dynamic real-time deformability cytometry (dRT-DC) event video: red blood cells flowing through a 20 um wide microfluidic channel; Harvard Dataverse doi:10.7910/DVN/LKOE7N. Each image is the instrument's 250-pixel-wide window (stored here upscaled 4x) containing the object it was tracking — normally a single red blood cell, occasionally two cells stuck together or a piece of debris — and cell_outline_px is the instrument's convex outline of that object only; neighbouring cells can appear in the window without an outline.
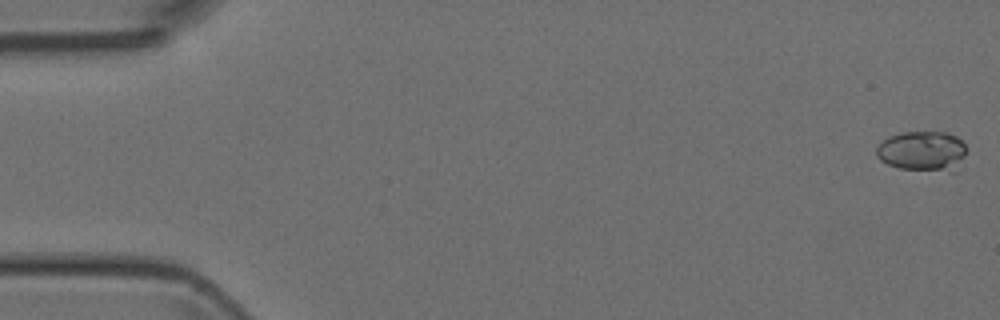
{"species": "Egyptian fruit bat (a non-hibernating species)", "species_latin": "Rousettus aegyptiacus", "temperature_condition": "room temperature", "stored_images_in_passage": 25, "camera_frame_rate_fps": 3000, "um_per_image_px": 0.085, "animal": {"sex": "female"}, "frame": {"image": 1, "passage_image": 1, "time_ms": 0.0, "image_size_px": [1000, 320], "cell_outline_px": [[968, 148], [960, 172], [900, 168], [888, 164], [880, 160], [876, 156], [876, 148], [888, 136], [900, 132], [948, 132], [956, 136]], "centroid_in_image_um": [78.48, 12.85], "position_along_channel_um": 6.5, "area_um2": 21.5}}
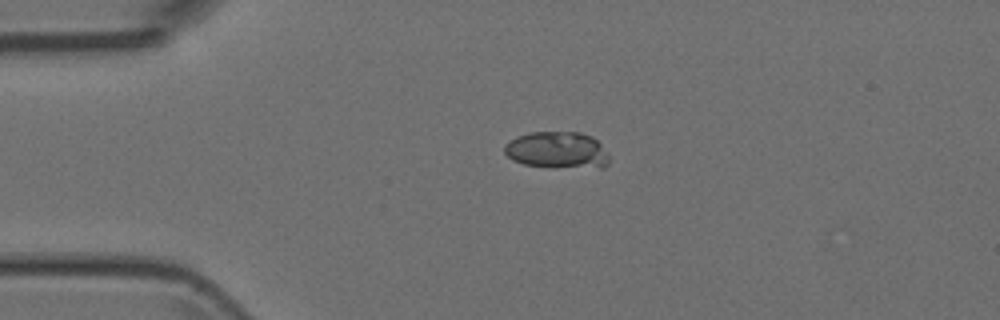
{"frame": {"image": 2, "passage_image": 12, "time_ms": 3.667, "image_size_px": [1000, 320], "cell_outline_px": [[608, 164], [604, 168], [552, 168], [524, 164], [512, 160], [504, 152], [504, 144], [516, 136], [532, 132], [580, 132], [592, 136], [608, 152]], "centroid_in_image_um": [47.38, 12.78], "position_along_channel_um": 37.6, "area_um2": 22.89}}
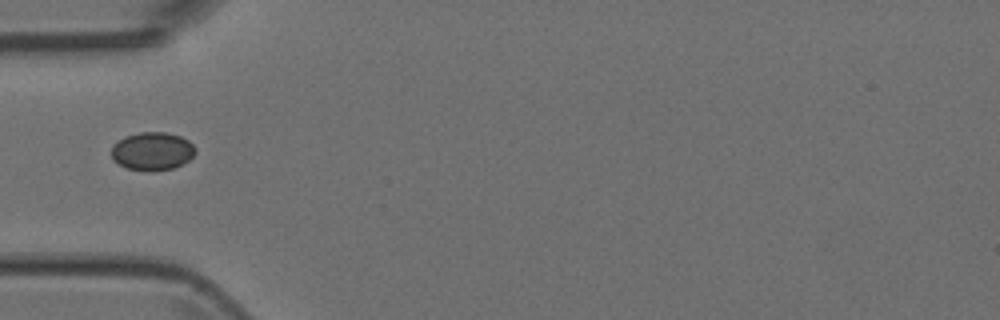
{"frame": {"image": 3, "passage_image": 14, "time_ms": 4.333, "image_size_px": [1000, 320], "cell_outline_px": [[196, 152], [188, 160], [172, 168], [128, 168], [112, 160], [112, 144], [124, 136], [140, 132], [164, 132], [180, 136], [188, 140], [196, 148]], "centroid_in_image_um": [12.93, 12.79], "position_along_channel_um": 72.1, "area_um2": 18.03}}